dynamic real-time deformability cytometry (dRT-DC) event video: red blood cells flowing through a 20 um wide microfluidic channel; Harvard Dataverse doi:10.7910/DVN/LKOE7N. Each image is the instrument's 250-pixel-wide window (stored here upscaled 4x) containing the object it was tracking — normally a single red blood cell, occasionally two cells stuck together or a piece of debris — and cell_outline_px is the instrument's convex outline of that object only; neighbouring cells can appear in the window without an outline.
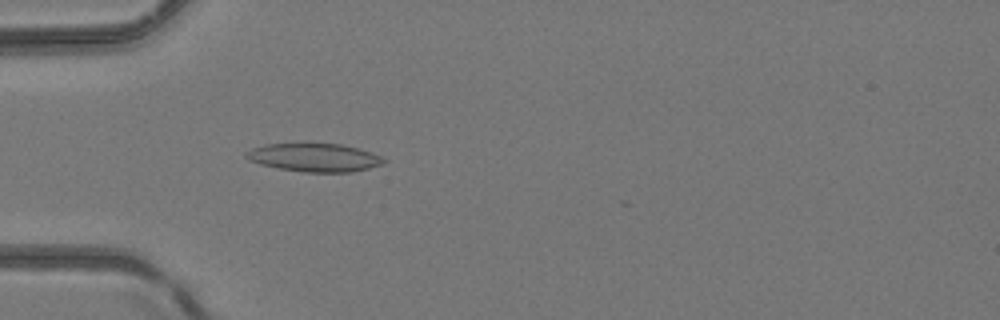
{"species": "common noctule bat (a hibernating species)", "species_latin": "Nyctalus noctula", "temperature_condition": "room temperature", "stored_images_in_passage": 4, "camera_frame_rate_fps": 3000, "um_per_image_px": 0.085, "animal": {"sex": "female", "body_mass_g": 24.6, "forearm_length_mm": 56.2}, "frame": {"image": 1, "passage_image": 4, "time_ms": 3.333, "image_size_px": [1000, 320], "cell_outline_px": [[388, 160], [380, 164], [368, 168], [352, 172], [304, 172], [280, 168], [260, 164], [248, 160], [244, 156], [244, 152], [252, 148], [264, 144], [304, 140], [340, 144], [372, 152]], "centroid_in_image_um": [26.64, 13.33], "position_along_channel_um": 58.4, "area_um2": 23.58}}